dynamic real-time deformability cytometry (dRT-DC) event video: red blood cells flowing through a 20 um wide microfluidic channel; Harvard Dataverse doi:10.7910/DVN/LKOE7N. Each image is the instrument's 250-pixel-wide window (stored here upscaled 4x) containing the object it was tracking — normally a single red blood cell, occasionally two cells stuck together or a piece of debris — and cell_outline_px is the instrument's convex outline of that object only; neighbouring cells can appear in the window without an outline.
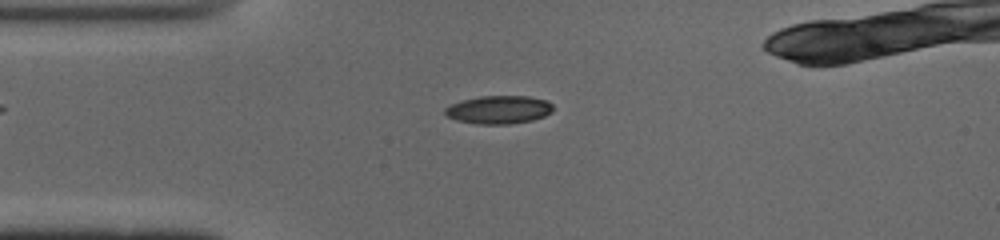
{"species": "common noctule bat (a hibernating species)", "species_latin": "Nyctalus noctula", "temperature_condition": "cold", "stored_images_in_passage": 40, "camera_frame_rate_fps": 3000, "um_per_image_px": 0.085, "animal": {"sex": "male", "body_mass_g": 19.0, "forearm_length_mm": 50.8}, "frame": {"image": 1, "passage_image": 1, "time_ms": 0.0, "image_size_px": [1000, 240], "cell_outline_px": [[552, 112], [544, 116], [532, 120], [508, 124], [480, 124], [456, 120], [448, 116], [444, 112], [444, 108], [452, 104], [464, 100], [480, 96], [528, 96], [544, 100], [552, 104]], "centroid_in_image_um": [42.4, 9.32], "position_along_channel_um": 42.6, "area_um2": 17.51}}
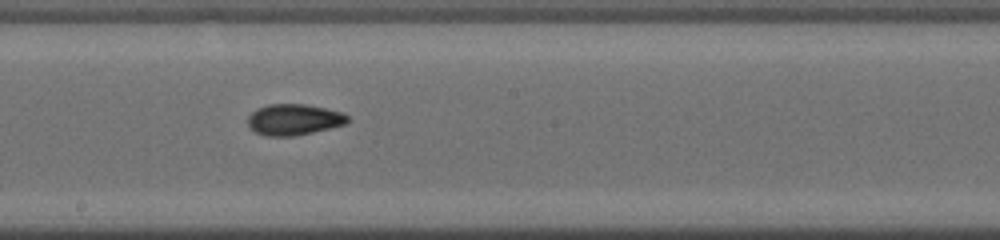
{"frame": {"image": 2, "passage_image": 16, "time_ms": 5.0, "image_size_px": [1000, 240], "cell_outline_px": [[348, 120], [344, 124], [312, 132], [292, 136], [264, 136], [256, 132], [248, 124], [248, 116], [256, 108], [268, 104], [304, 104], [324, 108], [340, 112], [348, 116]], "centroid_in_image_um": [24.93, 10.16], "position_along_channel_um": 223.3, "area_um2": 17.8}}
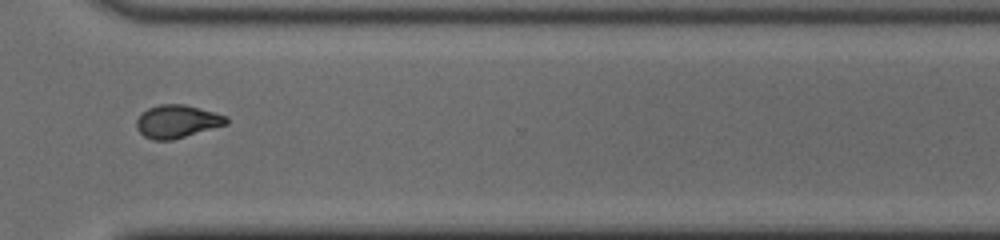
{"frame": {"image": 3, "passage_image": 26, "time_ms": 8.333, "image_size_px": [1000, 240], "cell_outline_px": [[228, 124], [172, 140], [152, 140], [144, 136], [136, 128], [136, 120], [148, 108], [160, 104], [184, 104], [228, 116]], "centroid_in_image_um": [15.06, 10.33], "position_along_channel_um": 355.5, "area_um2": 17.17}, "authors_computed_cell_mechanics": {"area_um2": 17.3111, "velocity_mm_per_s": 3.9422, "shape_relaxation_time_tau1_ms": 8.504, "shape_relaxation_time_tau2_ms": 2.4757, "deformation_change_tau1": 0.2144, "deformation_change_tau2": 0.0762}}